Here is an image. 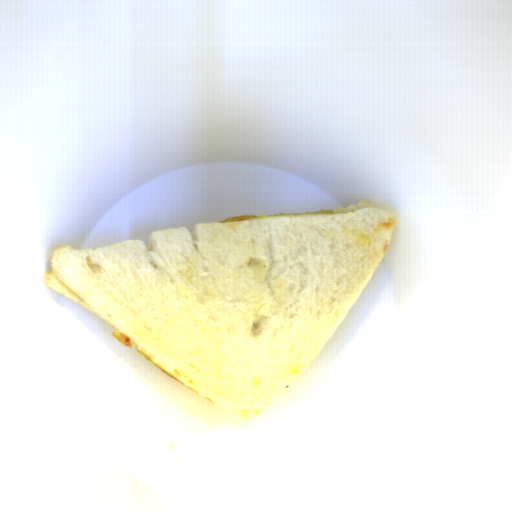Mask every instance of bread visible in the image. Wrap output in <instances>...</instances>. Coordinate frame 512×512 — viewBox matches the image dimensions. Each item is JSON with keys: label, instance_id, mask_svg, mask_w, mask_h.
<instances>
[{"label": "bread", "instance_id": "8d2b1439", "mask_svg": "<svg viewBox=\"0 0 512 512\" xmlns=\"http://www.w3.org/2000/svg\"><path fill=\"white\" fill-rule=\"evenodd\" d=\"M395 216L372 202L55 248L44 284L199 396L253 419L323 349L381 262Z\"/></svg>", "mask_w": 512, "mask_h": 512}]
</instances>
